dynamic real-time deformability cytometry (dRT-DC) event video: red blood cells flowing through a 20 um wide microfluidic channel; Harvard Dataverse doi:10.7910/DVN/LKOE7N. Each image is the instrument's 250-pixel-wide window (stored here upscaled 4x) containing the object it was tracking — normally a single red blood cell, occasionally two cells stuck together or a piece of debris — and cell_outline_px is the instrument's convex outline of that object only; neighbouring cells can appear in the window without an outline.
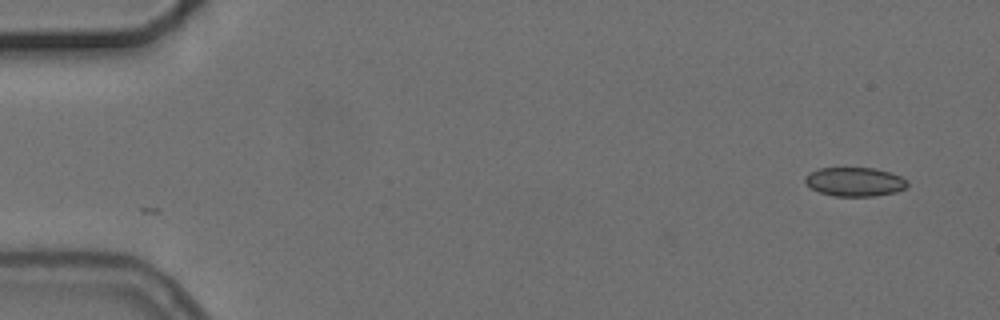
{"species": "common noctule bat (a hibernating species)", "species_latin": "Nyctalus noctula", "temperature_condition": "cold", "stored_images_in_passage": 4, "camera_frame_rate_fps": 3000, "um_per_image_px": 0.085, "animal": {"sex": "female", "body_mass_g": 24.6, "forearm_length_mm": 56.2}, "frame": {"image": 1, "passage_image": 1, "time_ms": 0.0, "image_size_px": [1000, 320], "cell_outline_px": [[908, 188], [896, 192], [872, 196], [836, 196], [820, 192], [804, 184], [804, 176], [816, 168], [876, 168], [900, 176], [908, 180]], "centroid_in_image_um": [72.65, 15.45], "position_along_channel_um": 12.4, "area_um2": 17.4}}